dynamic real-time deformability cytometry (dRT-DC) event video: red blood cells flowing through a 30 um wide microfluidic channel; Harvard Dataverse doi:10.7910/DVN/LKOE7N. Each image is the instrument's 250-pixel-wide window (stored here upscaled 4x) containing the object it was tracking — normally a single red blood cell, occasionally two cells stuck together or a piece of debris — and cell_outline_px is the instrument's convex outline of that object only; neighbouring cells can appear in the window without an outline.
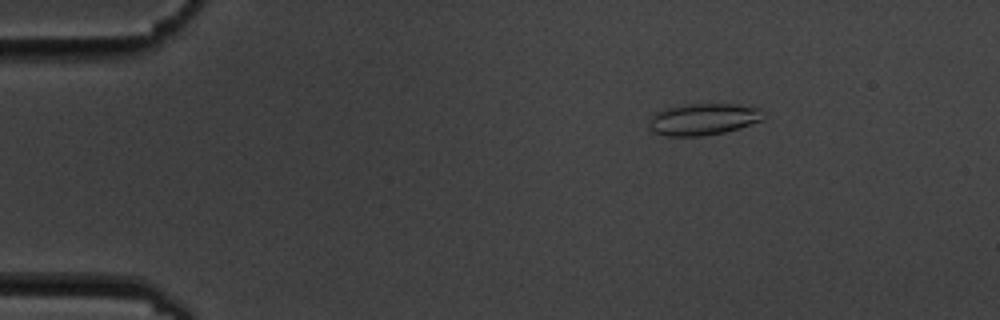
{"species": "common noctule bat (a hibernating species)", "species_latin": "Nyctalus noctula", "temperature_condition": "cold", "stored_images_in_passage": 14, "camera_frame_rate_fps": 3000, "um_per_image_px": 0.085, "animal": {"sex": "male", "body_mass_g": 19.5, "forearm_length_mm": 54.6}, "frame": {"image": 1, "passage_image": 2, "time_ms": 1.0, "image_size_px": [1000, 320], "cell_outline_px": [[764, 120], [724, 132], [704, 136], [664, 136], [652, 132], [648, 128], [648, 120], [656, 112], [664, 108], [680, 104], [736, 104], [760, 108], [764, 116]], "centroid_in_image_um": [59.72, 10.13], "position_along_channel_um": 25.3, "area_um2": 21.44}}
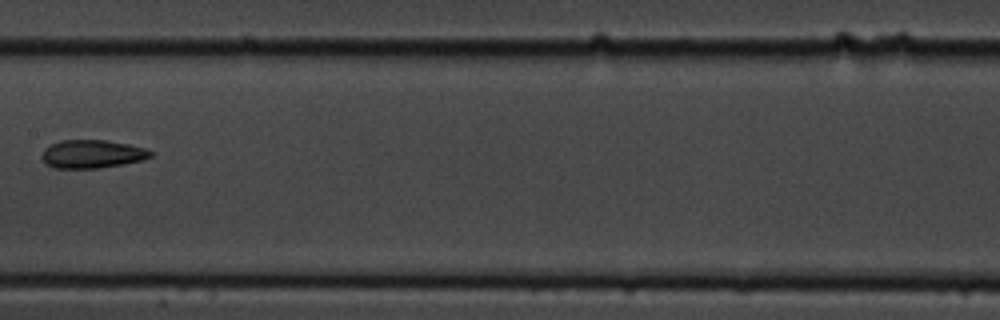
{"frame": {"image": 2, "passage_image": 7, "time_ms": 8.0, "image_size_px": [1000, 320], "cell_outline_px": [[152, 156], [144, 160], [124, 164], [96, 168], [52, 168], [40, 156], [44, 148], [60, 140], [108, 140], [148, 148], [152, 152]], "centroid_in_image_um": [7.86, 13.08], "position_along_channel_um": 199.5, "area_um2": 18.03}}
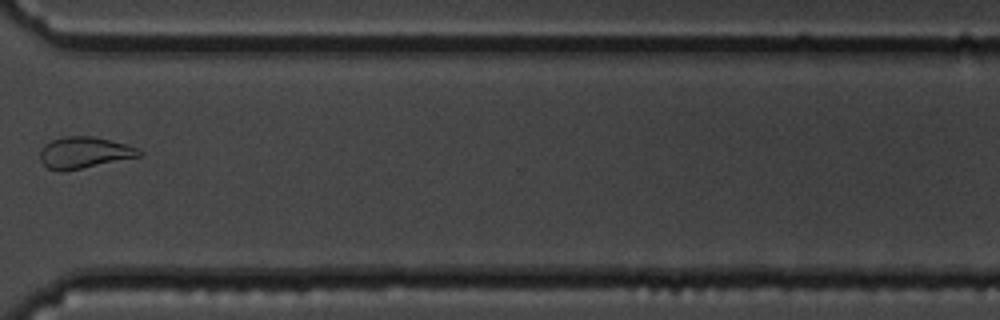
{"frame": {"image": 3, "passage_image": 11, "time_ms": 12.667, "image_size_px": [1000, 320], "cell_outline_px": [[144, 152], [140, 156], [64, 172], [60, 172], [48, 168], [40, 160], [40, 148], [44, 144], [52, 140], [64, 136], [96, 136], [124, 144], [136, 148]], "centroid_in_image_um": [7.12, 12.97], "position_along_channel_um": 363.5, "area_um2": 18.21}, "authors_computed_cell_mechanics": {"area_um2": 18.7272, "velocity_mm_per_s": 3.5123, "shape_relaxation_time_tau1_ms": 5.4336, "shape_relaxation_time_tau2_ms": 1.8639, "deformation_change_tau1": 0.1385, "deformation_change_tau2": 0.0761}}